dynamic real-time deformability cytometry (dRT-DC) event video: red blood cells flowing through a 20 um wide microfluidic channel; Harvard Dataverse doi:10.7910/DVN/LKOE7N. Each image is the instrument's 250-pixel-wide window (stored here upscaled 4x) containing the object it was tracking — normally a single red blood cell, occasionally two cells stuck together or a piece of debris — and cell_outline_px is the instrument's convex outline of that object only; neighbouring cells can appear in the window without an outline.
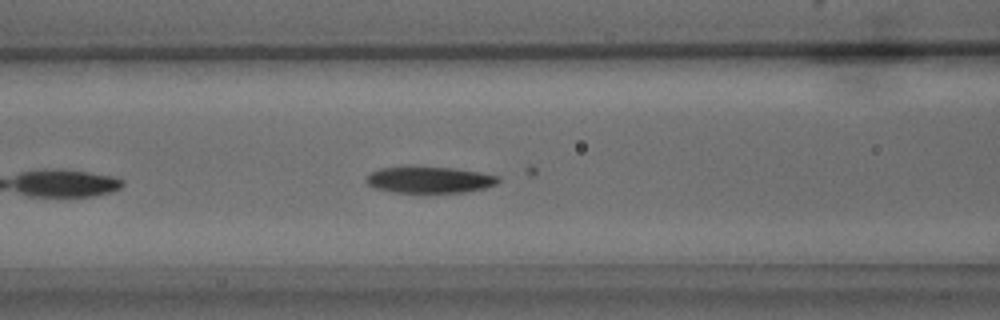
{"species": "common noctule bat (a hibernating species)", "species_latin": "Nyctalus noctula", "temperature_condition": "warm", "stored_images_in_passage": 11, "camera_frame_rate_fps": 3000, "um_per_image_px": 0.085, "animal": {"sex": "male", "body_mass_g": 15.6}, "frame": {"image": 1, "passage_image": 7, "time_ms": 2.0, "image_size_px": [1000, 320], "cell_outline_px": [[500, 180], [496, 184], [484, 188], [464, 192], [396, 192], [376, 188], [368, 184], [364, 180], [372, 172], [380, 168], [456, 168], [500, 176]], "centroid_in_image_um": [36.55, 15.29], "position_along_channel_um": 130.1, "area_um2": 19.71}}